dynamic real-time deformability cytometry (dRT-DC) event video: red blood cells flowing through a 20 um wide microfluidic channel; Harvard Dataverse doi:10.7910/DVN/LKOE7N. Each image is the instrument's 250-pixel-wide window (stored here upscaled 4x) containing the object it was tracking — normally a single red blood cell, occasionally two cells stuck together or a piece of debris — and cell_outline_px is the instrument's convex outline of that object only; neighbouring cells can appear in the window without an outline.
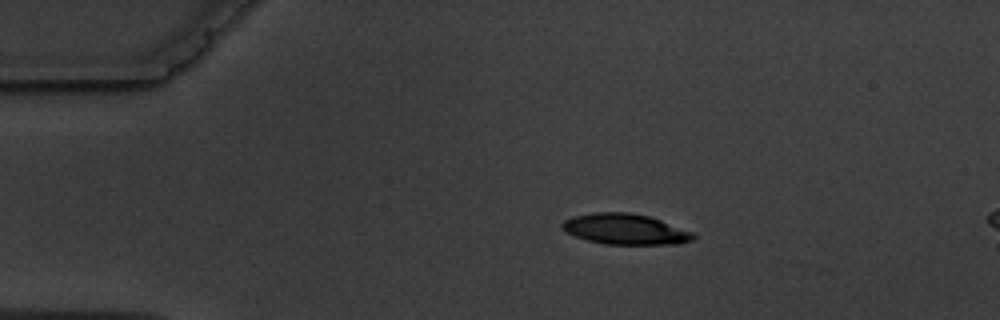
{"species": "common noctule bat (a hibernating species)", "species_latin": "Nyctalus noctula", "temperature_condition": "warm", "stored_images_in_passage": 3, "camera_frame_rate_fps": 3000, "um_per_image_px": 0.085, "animal": {"sex": "male", "body_mass_g": 19.5, "forearm_length_mm": 54.6}, "frame": {"image": 1, "passage_image": 1, "time_ms": 0.0, "image_size_px": [1000, 320], "cell_outline_px": [[696, 236], [692, 240], [680, 244], [604, 244], [588, 240], [564, 232], [560, 224], [564, 220], [572, 216], [596, 212], [628, 212], [648, 216], [696, 232]], "centroid_in_image_um": [53.16, 19.48], "position_along_channel_um": 31.8, "area_um2": 23.58}}